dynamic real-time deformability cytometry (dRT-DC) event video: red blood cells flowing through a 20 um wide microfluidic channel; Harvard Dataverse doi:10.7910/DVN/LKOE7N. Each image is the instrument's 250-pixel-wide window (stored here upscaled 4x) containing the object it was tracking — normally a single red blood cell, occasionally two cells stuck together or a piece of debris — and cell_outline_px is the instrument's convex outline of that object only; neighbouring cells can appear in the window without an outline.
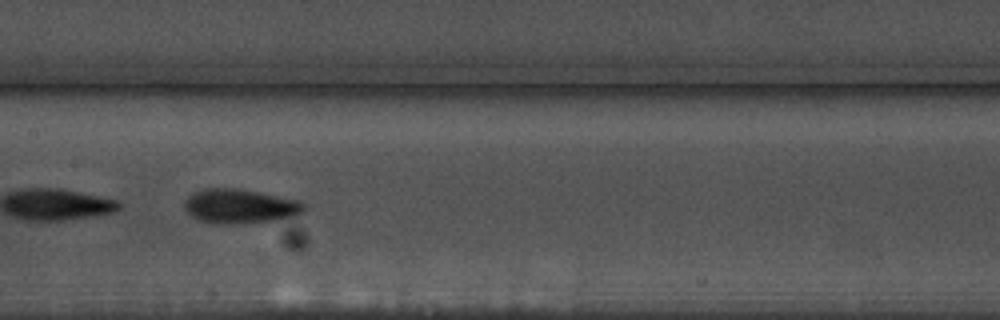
{"species": "common noctule bat (a hibernating species)", "species_latin": "Nyctalus noctula", "temperature_condition": "warm", "stored_images_in_passage": 41, "camera_frame_rate_fps": 3000, "um_per_image_px": 0.085, "animal": {"sex": "male", "body_mass_g": 17.5, "forearm_length_mm": 52.3}, "frame": {"image": 1, "passage_image": 27, "time_ms": 8.667, "image_size_px": [1000, 320], "cell_outline_px": [[304, 212], [272, 220], [244, 224], [212, 224], [200, 220], [192, 216], [184, 208], [184, 200], [192, 192], [204, 188], [236, 188], [260, 192], [300, 200], [304, 204]], "centroid_in_image_um": [20.34, 17.52], "position_along_channel_um": 187.1, "area_um2": 24.04}}
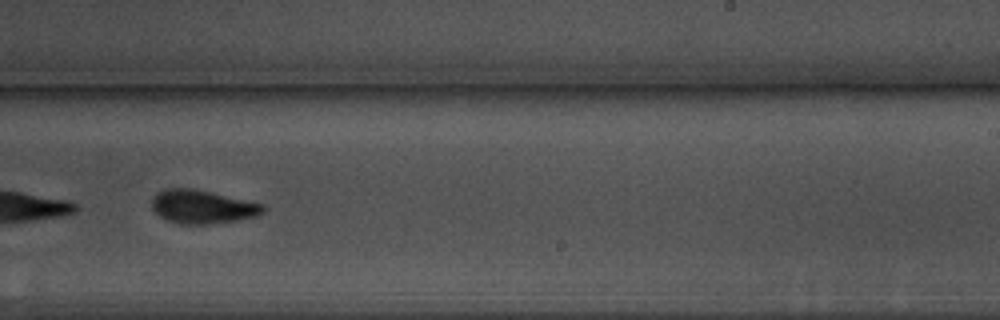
{"frame": {"image": 2, "passage_image": 34, "time_ms": 11.0, "image_size_px": [1000, 320], "cell_outline_px": [[264, 212], [256, 216], [236, 220], [212, 224], [180, 224], [164, 220], [152, 208], [152, 200], [156, 192], [164, 188], [192, 188], [264, 204]], "centroid_in_image_um": [17.16, 17.58], "position_along_channel_um": 271.8, "area_um2": 21.73}}